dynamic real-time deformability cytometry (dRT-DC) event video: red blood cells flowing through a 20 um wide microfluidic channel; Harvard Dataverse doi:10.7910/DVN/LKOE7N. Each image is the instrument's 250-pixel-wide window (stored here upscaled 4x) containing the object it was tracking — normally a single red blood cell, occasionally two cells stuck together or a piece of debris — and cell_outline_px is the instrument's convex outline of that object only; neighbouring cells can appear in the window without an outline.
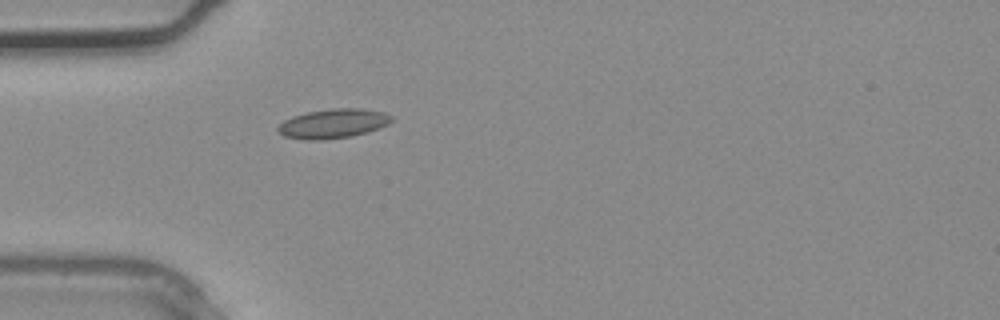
{"species": "common noctule bat (a hibernating species)", "species_latin": "Nyctalus noctula", "temperature_condition": "warm", "stored_images_in_passage": 3, "camera_frame_rate_fps": 3000, "um_per_image_px": 0.085, "animal": {"sex": "male", "body_mass_g": 20.4}, "frame": {"image": 1, "passage_image": 3, "time_ms": 0.667, "image_size_px": [1000, 320], "cell_outline_px": [[392, 120], [388, 124], [380, 128], [352, 136], [324, 140], [308, 140], [284, 136], [276, 132], [276, 128], [284, 120], [292, 116], [308, 112], [332, 108], [364, 108], [384, 112], [392, 116]], "centroid_in_image_um": [28.31, 10.5], "position_along_channel_um": 56.7, "area_um2": 19.59}}